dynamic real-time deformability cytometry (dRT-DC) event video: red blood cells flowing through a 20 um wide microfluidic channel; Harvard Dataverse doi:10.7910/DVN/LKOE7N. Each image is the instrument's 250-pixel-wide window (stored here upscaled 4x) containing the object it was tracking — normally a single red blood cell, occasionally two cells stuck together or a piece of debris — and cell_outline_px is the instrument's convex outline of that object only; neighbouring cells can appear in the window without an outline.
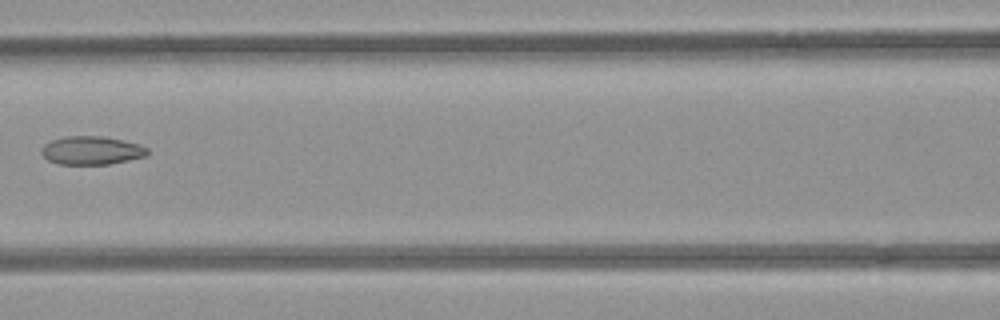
{"species": "common noctule bat (a hibernating species)", "species_latin": "Nyctalus noctula", "temperature_condition": "room temperature", "stored_images_in_passage": 5, "camera_frame_rate_fps": 3000, "um_per_image_px": 0.085, "animal": {"sex": "female", "body_mass_g": 21.9}, "frame": {"image": 1, "passage_image": 4, "time_ms": 3.333, "image_size_px": [1000, 320], "cell_outline_px": [[148, 156], [108, 164], [56, 164], [48, 160], [40, 152], [40, 148], [44, 144], [52, 140], [64, 136], [104, 136], [140, 144], [148, 148]], "centroid_in_image_um": [7.77, 12.78], "position_along_channel_um": 158.8, "area_um2": 17.69}}
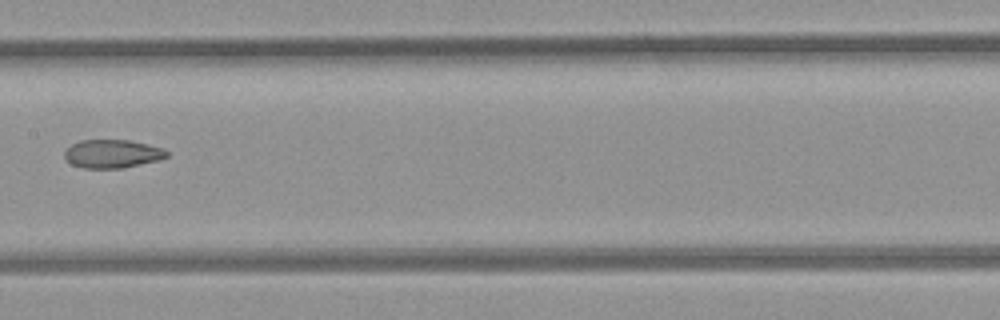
{"frame": {"image": 2, "passage_image": 5, "time_ms": 4.333, "image_size_px": [1000, 320], "cell_outline_px": [[168, 156], [160, 160], [124, 168], [84, 168], [72, 164], [64, 156], [64, 152], [72, 144], [80, 140], [128, 140], [148, 144], [164, 148], [168, 152]], "centroid_in_image_um": [9.59, 13.07], "position_along_channel_um": 197.8, "area_um2": 16.94}}